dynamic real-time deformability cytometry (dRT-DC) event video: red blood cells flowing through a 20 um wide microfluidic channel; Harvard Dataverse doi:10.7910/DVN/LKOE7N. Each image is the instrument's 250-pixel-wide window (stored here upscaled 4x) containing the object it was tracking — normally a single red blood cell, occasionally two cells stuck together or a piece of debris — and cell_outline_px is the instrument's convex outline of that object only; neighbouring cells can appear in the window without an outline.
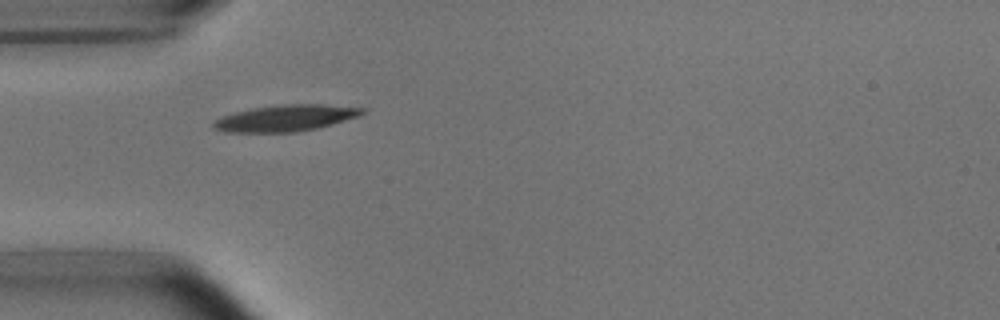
{"species": "common noctule bat (a hibernating species)", "species_latin": "Nyctalus noctula", "temperature_condition": "room temperature", "stored_images_in_passage": 38, "camera_frame_rate_fps": 3000, "um_per_image_px": 0.085, "animal": {"sex": "male", "body_mass_g": 15.6}, "frame": {"image": 1, "passage_image": 1, "time_ms": 0.0, "image_size_px": [1000, 320], "cell_outline_px": [[368, 112], [360, 116], [320, 128], [296, 132], [224, 132], [216, 128], [212, 124], [216, 120], [224, 116], [236, 112], [252, 108], [284, 104], [324, 104], [364, 108]], "centroid_in_image_um": [24.38, 10.04], "position_along_channel_um": 60.6, "area_um2": 22.89}}
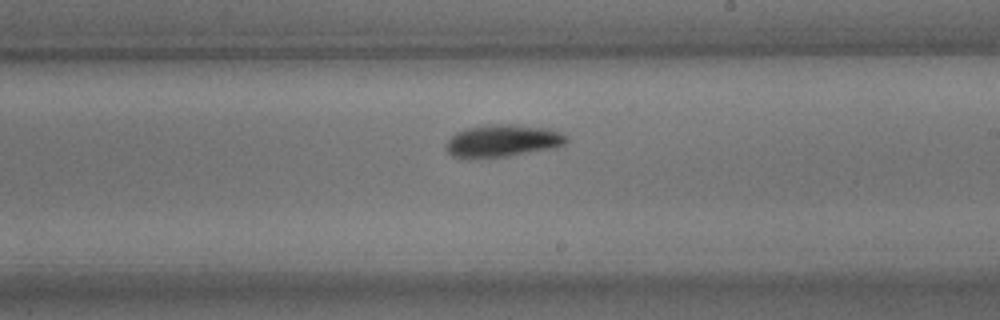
{"frame": {"image": 2, "passage_image": 16, "time_ms": 5.0, "image_size_px": [1000, 320], "cell_outline_px": [[568, 140], [564, 144], [552, 148], [508, 156], [468, 160], [460, 160], [452, 156], [444, 148], [444, 144], [456, 132], [468, 128], [488, 124], [516, 124], [548, 128], [560, 132], [568, 136]], "centroid_in_image_um": [42.65, 11.99], "position_along_channel_um": 246.3, "area_um2": 23.24}}
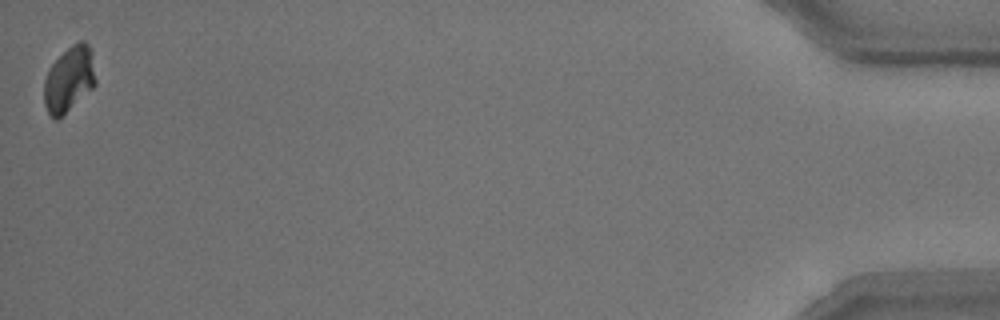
{"frame": {"image": 3, "passage_image": 38, "time_ms": 12.333, "image_size_px": [1000, 320], "cell_outline_px": [[96, 84], [92, 88], [56, 120], [48, 112], [44, 104], [44, 80], [48, 68], [72, 44], [80, 40], [84, 40], [88, 44], [92, 52], [96, 80]], "centroid_in_image_um": [5.88, 6.7], "position_along_channel_um": 429.3, "area_um2": 19.42}, "authors_computed_cell_mechanics": {"area_um2": 21.3282, "velocity_mm_per_s": 3.7413, "shape_relaxation_time_tau1_ms": 2.8907, "shape_relaxation_time_tau2_ms": 3.8682, "deformation_change_tau1": 0.1459, "deformation_change_tau2": 0.0821}}